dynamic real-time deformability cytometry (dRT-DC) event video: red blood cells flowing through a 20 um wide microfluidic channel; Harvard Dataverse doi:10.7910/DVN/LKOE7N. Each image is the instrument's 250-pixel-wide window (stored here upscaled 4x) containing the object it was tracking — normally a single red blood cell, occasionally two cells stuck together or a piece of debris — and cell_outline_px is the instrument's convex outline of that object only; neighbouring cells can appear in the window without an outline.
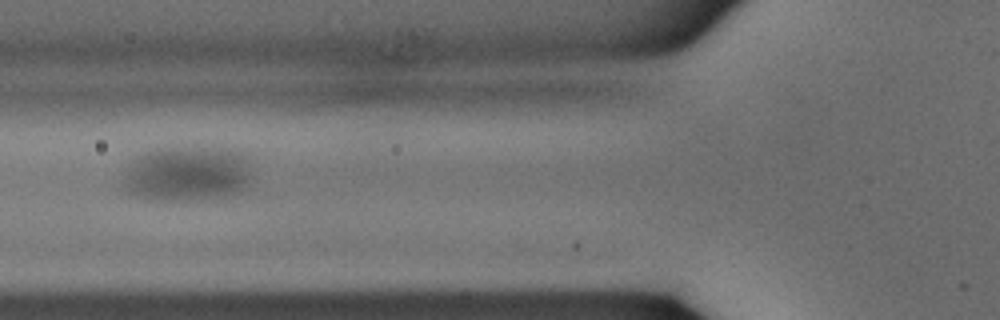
{"species": "common noctule bat (a hibernating species)", "species_latin": "Nyctalus noctula", "temperature_condition": "warm", "stored_images_in_passage": 15, "camera_frame_rate_fps": 3000, "um_per_image_px": 0.085, "animal": {"sex": "male", "body_mass_g": 15.6}, "frame": {"image": 1, "passage_image": 11, "time_ms": 3.333, "image_size_px": [1000, 320], "cell_outline_px": [[244, 180], [240, 188], [224, 192], [180, 196], [148, 196], [136, 192], [128, 188], [128, 180], [132, 172], [144, 156], [160, 152], [212, 152], [236, 156], [244, 172]], "centroid_in_image_um": [15.83, 14.8], "position_along_channel_um": 110.0, "area_um2": 31.67}}
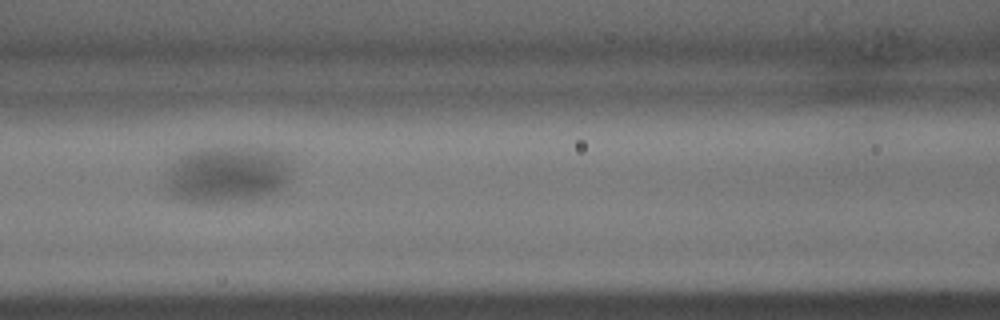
{"frame": {"image": 2, "passage_image": 13, "time_ms": 4.0, "image_size_px": [1000, 320], "cell_outline_px": [[284, 176], [268, 192], [252, 196], [212, 200], [200, 200], [176, 196], [172, 192], [172, 180], [180, 164], [188, 156], [200, 152], [244, 148], [272, 152], [280, 164]], "centroid_in_image_um": [19.27, 14.83], "position_along_channel_um": 147.3, "area_um2": 33.58}}